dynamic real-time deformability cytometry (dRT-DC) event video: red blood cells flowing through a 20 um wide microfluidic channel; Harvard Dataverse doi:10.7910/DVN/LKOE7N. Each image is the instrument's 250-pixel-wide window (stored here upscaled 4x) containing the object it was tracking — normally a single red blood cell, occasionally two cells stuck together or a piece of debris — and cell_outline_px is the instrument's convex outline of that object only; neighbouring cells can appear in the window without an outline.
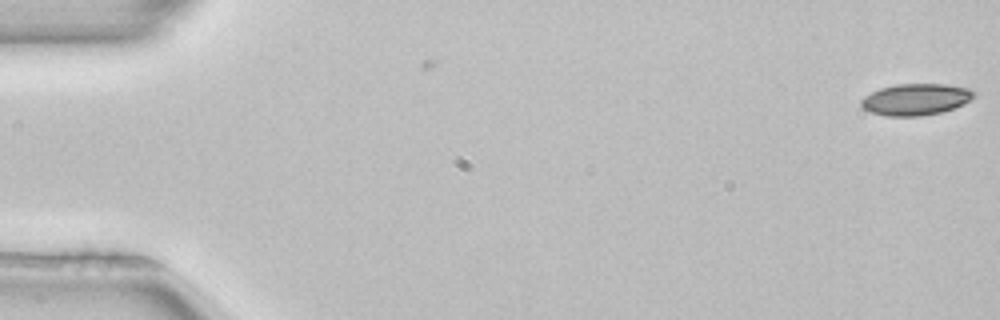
{"species": "common noctule bat (a hibernating species)", "species_latin": "Nyctalus noctula", "temperature_condition": "room temperature", "stored_images_in_passage": 5, "camera_frame_rate_fps": 3000, "um_per_image_px": 0.085, "animal": {"sex": "female", "body_mass_g": 22.7, "forearm_length_mm": 54.2}, "frame": {"image": 1, "passage_image": 5, "time_ms": 1.333, "image_size_px": [1000, 320], "cell_outline_px": [[976, 96], [964, 104], [940, 112], [920, 116], [884, 116], [868, 112], [860, 104], [860, 100], [864, 96], [880, 88], [896, 84], [944, 84], [968, 88], [976, 92]], "centroid_in_image_um": [77.82, 8.45], "position_along_channel_um": 7.2, "area_um2": 20.81}}